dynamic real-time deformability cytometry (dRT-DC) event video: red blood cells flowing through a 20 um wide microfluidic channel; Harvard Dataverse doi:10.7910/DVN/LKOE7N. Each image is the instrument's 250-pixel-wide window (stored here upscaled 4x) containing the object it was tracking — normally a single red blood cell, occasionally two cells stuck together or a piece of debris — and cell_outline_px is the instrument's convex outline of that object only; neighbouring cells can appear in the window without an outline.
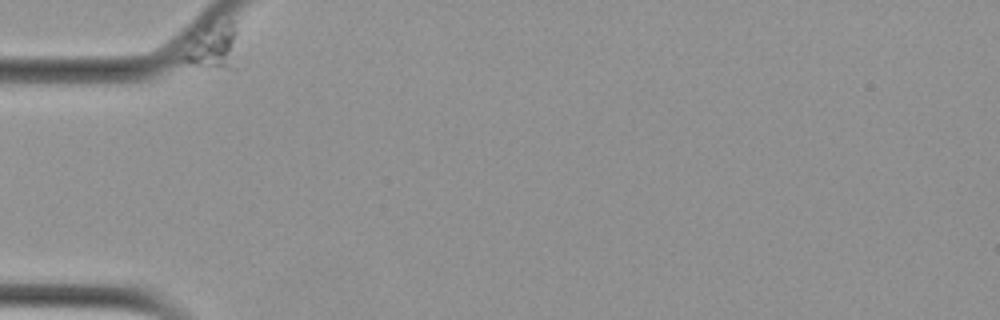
{"species": "Egyptian fruit bat (a non-hibernating species)", "species_latin": "Rousettus aegyptiacus", "temperature_condition": "cold", "stored_images_in_passage": 14, "camera_frame_rate_fps": 3000, "um_per_image_px": 0.085, "animal": {"sex": "female"}, "frame": {"image": 1, "passage_image": 1, "time_ms": 0.0, "image_size_px": [1000, 320], "cell_outline_px": [[236, 68], [200, 68], [172, 60], [196, 32], [204, 24], [228, 20], [232, 20], [236, 32]], "centroid_in_image_um": [17.94, 3.99], "position_along_channel_um": 67.1, "area_um2": 15.9}}
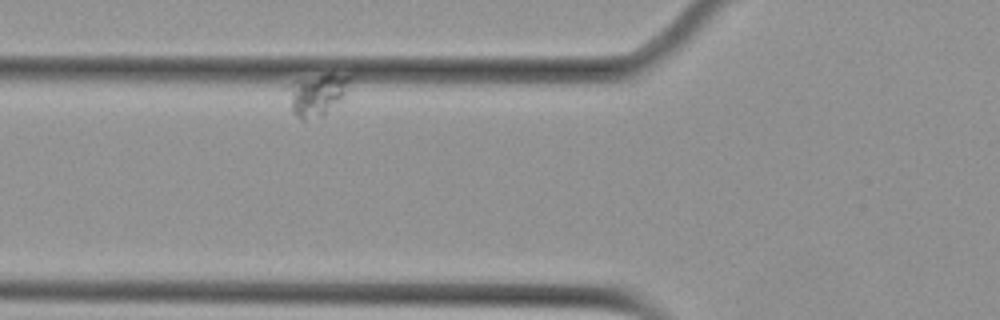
{"frame": {"image": 2, "passage_image": 3, "time_ms": 2.667, "image_size_px": [1000, 320], "cell_outline_px": [[352, 76], [344, 92], [324, 116], [304, 120], [296, 116], [292, 112], [284, 84], [328, 72], [332, 72]], "centroid_in_image_um": [26.86, 8.0], "position_along_channel_um": 98.9, "area_um2": 15.14}}
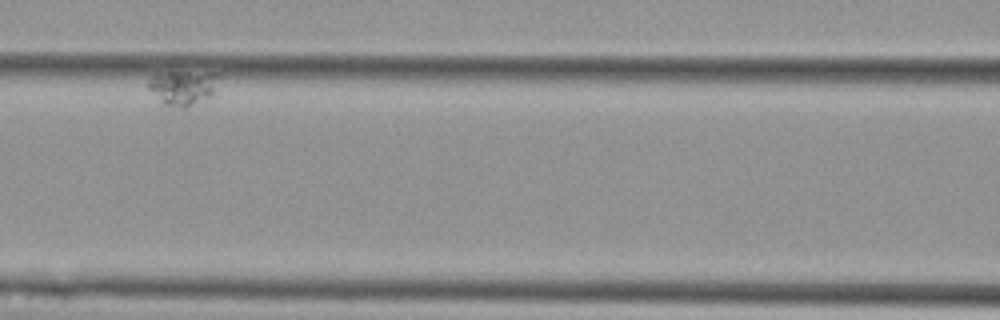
{"frame": {"image": 3, "passage_image": 6, "time_ms": 6.0, "image_size_px": [1000, 320], "cell_outline_px": [[220, 76], [212, 96], [184, 108], [180, 108], [164, 104], [144, 84], [152, 72], [220, 72]], "centroid_in_image_um": [15.51, 7.4], "position_along_channel_um": 151.1, "area_um2": 14.68}}